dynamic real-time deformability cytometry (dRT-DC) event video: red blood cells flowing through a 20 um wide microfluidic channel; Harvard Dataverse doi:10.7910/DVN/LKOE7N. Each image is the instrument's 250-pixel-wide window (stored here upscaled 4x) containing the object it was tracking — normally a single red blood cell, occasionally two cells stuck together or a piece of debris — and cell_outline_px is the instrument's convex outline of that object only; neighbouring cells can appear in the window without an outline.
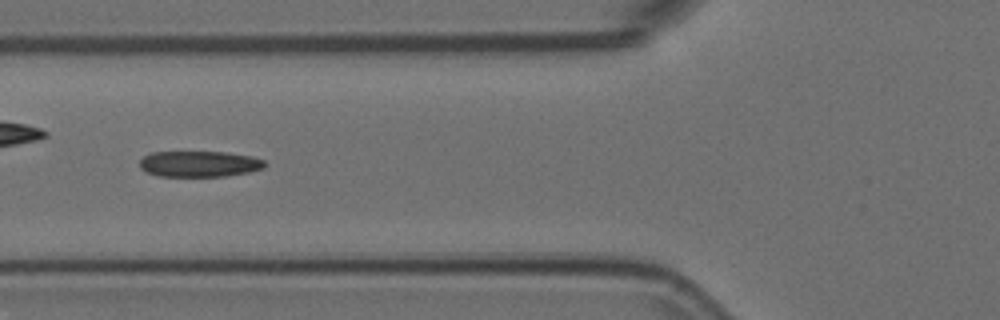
{"species": "Egyptian fruit bat (a non-hibernating species)", "species_latin": "Rousettus aegyptiacus", "temperature_condition": "room temperature", "stored_images_in_passage": 53, "camera_frame_rate_fps": 3000, "um_per_image_px": 0.085, "animal": {"sex": "female"}, "frame": {"image": 1, "passage_image": 19, "time_ms": 6.0, "image_size_px": [1000, 320], "cell_outline_px": [[264, 168], [248, 172], [224, 176], [160, 176], [144, 172], [140, 168], [140, 160], [144, 156], [152, 152], [224, 152], [252, 156], [264, 160]], "centroid_in_image_um": [16.91, 13.93], "position_along_channel_um": 108.9, "area_um2": 18.84}}
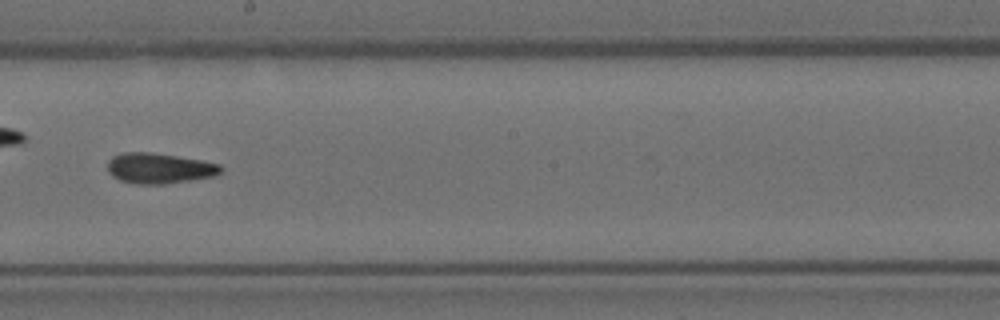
{"frame": {"image": 2, "passage_image": 29, "time_ms": 9.333, "image_size_px": [1000, 320], "cell_outline_px": [[224, 172], [216, 176], [164, 184], [136, 184], [120, 180], [112, 176], [108, 172], [108, 160], [112, 156], [124, 152], [148, 152], [176, 156], [200, 160], [220, 164], [224, 168]], "centroid_in_image_um": [13.56, 14.31], "position_along_channel_um": 234.6, "area_um2": 20.23}}
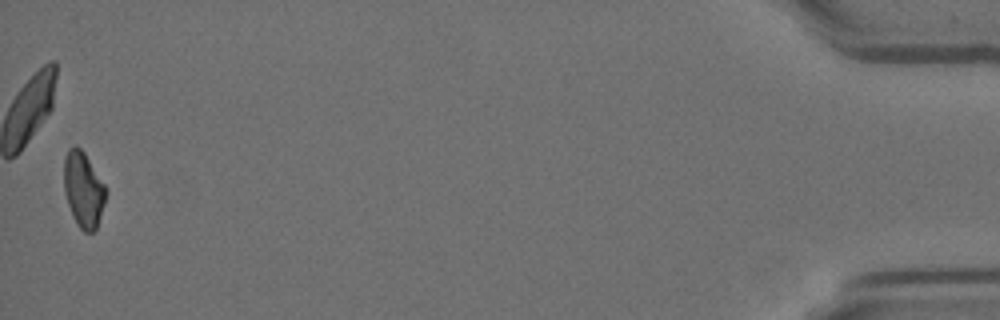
{"frame": {"image": 3, "passage_image": 52, "time_ms": 17.0, "image_size_px": [1000, 320], "cell_outline_px": [[108, 192], [96, 228], [92, 232], [84, 232], [76, 224], [72, 216], [64, 192], [64, 156], [68, 148], [76, 144], [84, 152], [104, 184]], "centroid_in_image_um": [7.07, 16.1], "position_along_channel_um": 428.1, "area_um2": 18.5}, "authors_computed_cell_mechanics": {"area_um2": 19.3052, "velocity_mm_per_s": 3.7637, "shape_relaxation_time_tau1_ms": null, "shape_relaxation_time_tau2_ms": 2.9373, "deformation_change_tau1": null, "deformation_change_tau2": 0.1026}}